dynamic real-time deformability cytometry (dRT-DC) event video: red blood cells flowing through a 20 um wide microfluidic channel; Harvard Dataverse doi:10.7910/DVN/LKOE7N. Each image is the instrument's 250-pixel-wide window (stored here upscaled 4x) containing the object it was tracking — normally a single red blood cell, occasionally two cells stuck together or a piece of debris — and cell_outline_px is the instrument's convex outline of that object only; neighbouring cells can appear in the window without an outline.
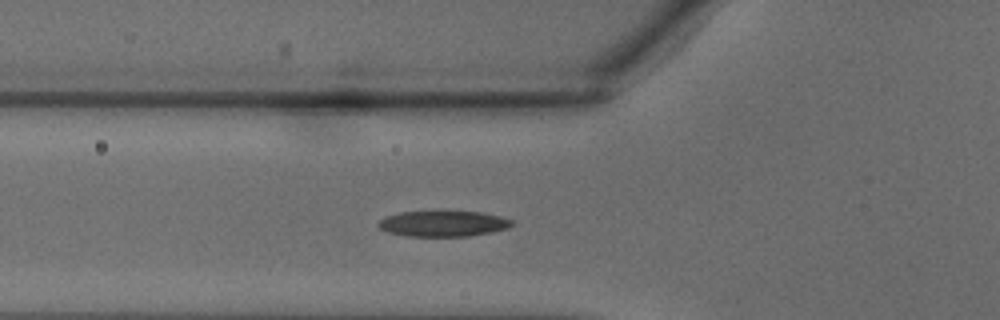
{"species": "common noctule bat (a hibernating species)", "species_latin": "Nyctalus noctula", "temperature_condition": "warm", "stored_images_in_passage": 31, "camera_frame_rate_fps": 3000, "um_per_image_px": 0.085, "animal": {"sex": "male", "body_mass_g": 18.8}, "frame": {"image": 1, "passage_image": 9, "time_ms": 2.667, "image_size_px": [1000, 320], "cell_outline_px": [[516, 224], [508, 228], [468, 236], [408, 236], [388, 232], [380, 228], [376, 224], [380, 220], [388, 216], [400, 212], [432, 208], [448, 208], [480, 212], [500, 216], [512, 220]], "centroid_in_image_um": [37.66, 18.94], "position_along_channel_um": 88.1, "area_um2": 21.1}}
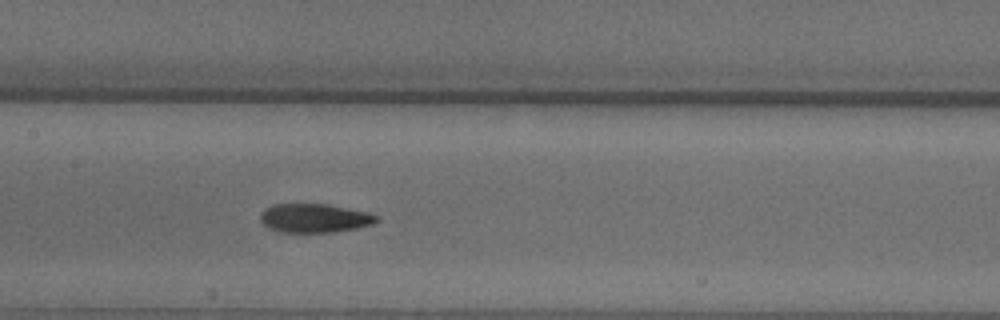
{"frame": {"image": 2, "passage_image": 14, "time_ms": 4.333, "image_size_px": [1000, 320], "cell_outline_px": [[380, 220], [372, 224], [356, 228], [332, 232], [280, 232], [268, 228], [260, 220], [260, 212], [264, 208], [272, 204], [328, 204], [368, 212], [376, 216]], "centroid_in_image_um": [26.7, 18.53], "position_along_channel_um": 180.7, "area_um2": 19.59}}
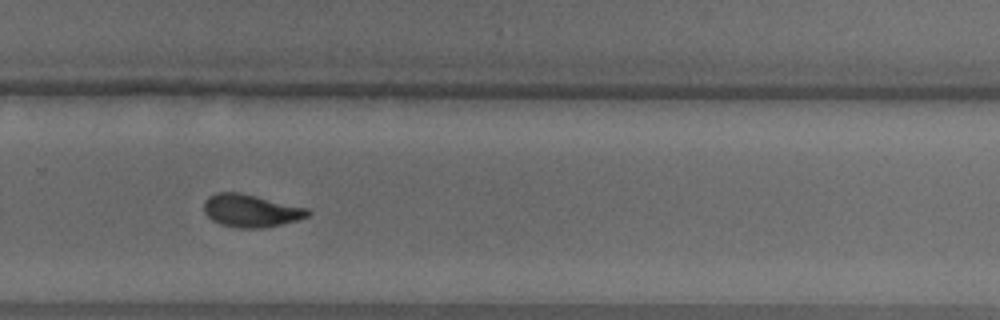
{"frame": {"image": 3, "passage_image": 21, "time_ms": 6.667, "image_size_px": [1000, 320], "cell_outline_px": [[312, 212], [308, 216], [296, 220], [264, 228], [236, 228], [220, 224], [212, 220], [204, 212], [204, 200], [208, 196], [216, 192], [240, 192], [308, 208]], "centroid_in_image_um": [21.3, 17.9], "position_along_channel_um": 308.5, "area_um2": 19.88}}